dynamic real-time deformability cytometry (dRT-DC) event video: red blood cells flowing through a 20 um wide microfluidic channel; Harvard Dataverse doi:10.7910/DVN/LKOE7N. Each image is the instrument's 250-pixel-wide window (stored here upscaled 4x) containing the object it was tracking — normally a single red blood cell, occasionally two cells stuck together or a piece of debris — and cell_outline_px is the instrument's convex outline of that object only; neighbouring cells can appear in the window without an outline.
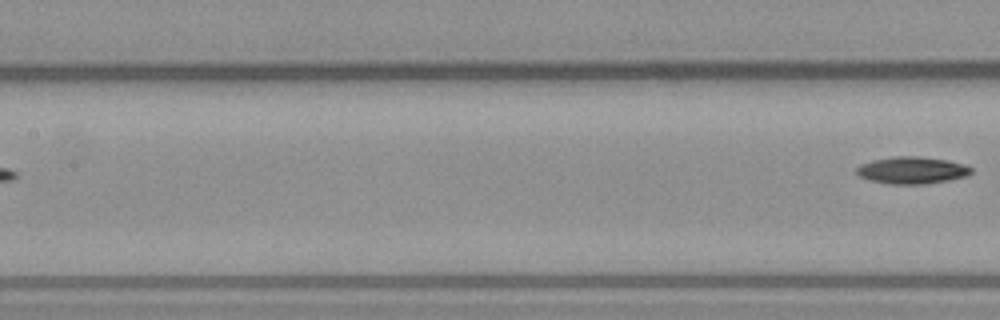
{"species": "common noctule bat (a hibernating species)", "species_latin": "Nyctalus noctula", "temperature_condition": "warm", "stored_images_in_passage": 8, "segment_of_instrument_passage": [2, 2], "camera_frame_rate_fps": 3000, "um_per_image_px": 0.085, "animal": {"sex": "male", "body_mass_g": 23.1, "forearm_length_mm": 52.7}, "frame": {"image": 1, "passage_image": 8, "time_ms": 8.333, "image_size_px": [1000, 320], "cell_outline_px": [[972, 172], [968, 176], [948, 180], [924, 184], [888, 184], [868, 180], [860, 176], [856, 172], [856, 168], [860, 164], [872, 160], [892, 156], [916, 156], [948, 160], [964, 164], [972, 168]], "centroid_in_image_um": [77.51, 14.47], "position_along_channel_um": 129.9, "area_um2": 18.21}}